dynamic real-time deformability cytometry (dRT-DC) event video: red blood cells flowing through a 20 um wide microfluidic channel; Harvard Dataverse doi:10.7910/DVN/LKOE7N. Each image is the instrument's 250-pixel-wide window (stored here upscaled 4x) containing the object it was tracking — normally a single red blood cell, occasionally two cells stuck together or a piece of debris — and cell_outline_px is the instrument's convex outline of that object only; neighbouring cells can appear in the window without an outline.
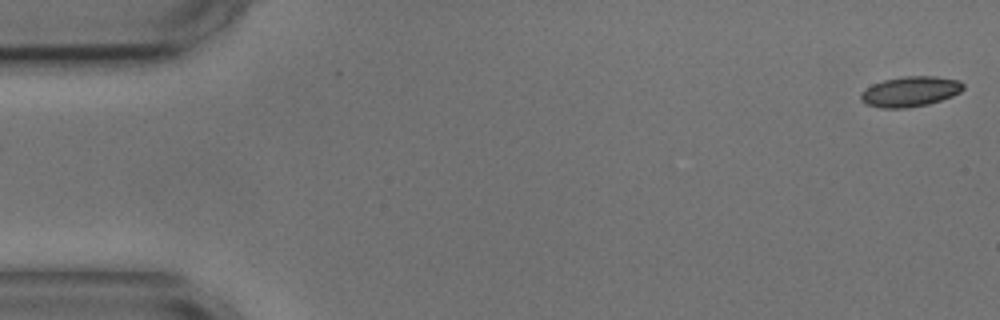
{"species": "common noctule bat (a hibernating species)", "species_latin": "Nyctalus noctula", "temperature_condition": "cold", "stored_images_in_passage": 7, "camera_frame_rate_fps": 3000, "um_per_image_px": 0.085, "animal": {"sex": "male", "body_mass_g": 17.9, "forearm_length_mm": 54.2}, "frame": {"image": 1, "passage_image": 1, "time_ms": 0.0, "image_size_px": [1000, 320], "cell_outline_px": [[964, 88], [960, 92], [952, 96], [928, 104], [904, 108], [880, 108], [868, 104], [860, 100], [860, 92], [872, 84], [884, 80], [904, 76], [936, 76], [960, 80], [964, 84]], "centroid_in_image_um": [77.37, 7.77], "position_along_channel_um": 7.6, "area_um2": 18.09}}
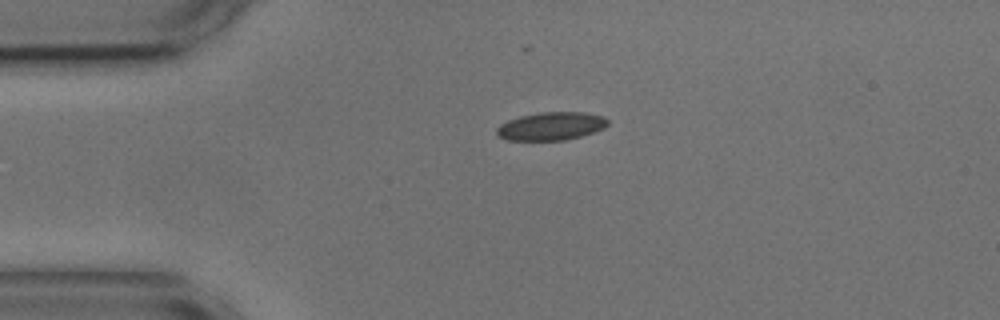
{"frame": {"image": 2, "passage_image": 4, "time_ms": 3.667, "image_size_px": [1000, 320], "cell_outline_px": [[608, 124], [604, 128], [580, 136], [564, 140], [508, 140], [496, 136], [496, 128], [500, 124], [508, 120], [520, 116], [540, 112], [588, 112], [604, 116], [608, 120]], "centroid_in_image_um": [46.83, 10.71], "position_along_channel_um": 38.2, "area_um2": 18.26}}
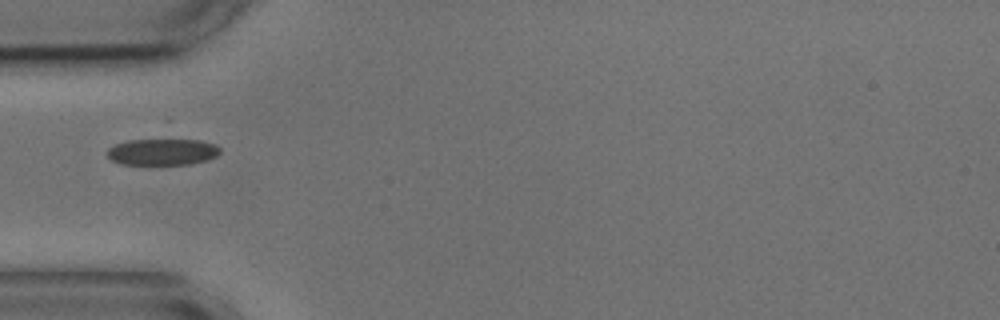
{"frame": {"image": 3, "passage_image": 5, "time_ms": 5.333, "image_size_px": [1000, 320], "cell_outline_px": [[220, 152], [216, 156], [208, 160], [188, 164], [120, 164], [112, 160], [108, 156], [108, 148], [116, 144], [128, 140], [164, 136], [168, 136], [200, 140], [216, 144], [220, 148]], "centroid_in_image_um": [13.84, 12.84], "position_along_channel_um": 71.2, "area_um2": 18.38}}